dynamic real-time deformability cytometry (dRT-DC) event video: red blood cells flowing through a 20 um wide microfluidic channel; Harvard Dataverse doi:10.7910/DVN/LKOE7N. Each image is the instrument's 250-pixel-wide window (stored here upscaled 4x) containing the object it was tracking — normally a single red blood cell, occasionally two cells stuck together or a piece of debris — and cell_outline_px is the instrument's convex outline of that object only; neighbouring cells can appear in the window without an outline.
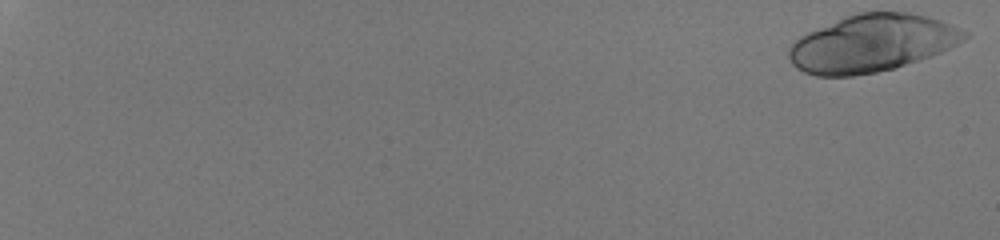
{"species": "human", "species_latin": "Homo sapiens", "temperature_condition": "room temperature", "stored_images_in_passage": 27, "camera_frame_rate_fps": 3000, "um_per_image_px": 0.085, "donor": {"sex": "male"}, "frame": {"image": 1, "passage_image": 1, "time_ms": 0.0, "image_size_px": [1000, 240], "cell_outline_px": [[968, 36], [964, 40], [940, 52], [892, 68], [876, 72], [852, 76], [816, 76], [804, 72], [796, 68], [792, 64], [788, 56], [788, 48], [800, 36], [808, 32], [856, 12], [908, 12], [940, 20], [960, 28], [968, 32]], "centroid_in_image_um": [74.08, 3.68], "position_along_channel_um": 10.9, "area_um2": 58.03}}
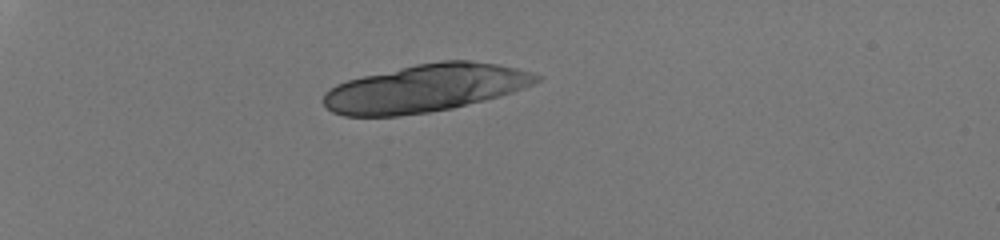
{"frame": {"image": 2, "passage_image": 18, "time_ms": 5.667, "image_size_px": [1000, 240], "cell_outline_px": [[544, 76], [540, 80], [532, 84], [512, 92], [500, 96], [452, 108], [428, 112], [400, 116], [344, 116], [332, 112], [324, 104], [324, 92], [336, 84], [348, 80], [364, 76], [416, 64], [440, 60], [472, 60], [496, 64], [516, 68], [532, 72]], "centroid_in_image_um": [36.16, 7.49], "position_along_channel_um": 48.8, "area_um2": 58.96}}